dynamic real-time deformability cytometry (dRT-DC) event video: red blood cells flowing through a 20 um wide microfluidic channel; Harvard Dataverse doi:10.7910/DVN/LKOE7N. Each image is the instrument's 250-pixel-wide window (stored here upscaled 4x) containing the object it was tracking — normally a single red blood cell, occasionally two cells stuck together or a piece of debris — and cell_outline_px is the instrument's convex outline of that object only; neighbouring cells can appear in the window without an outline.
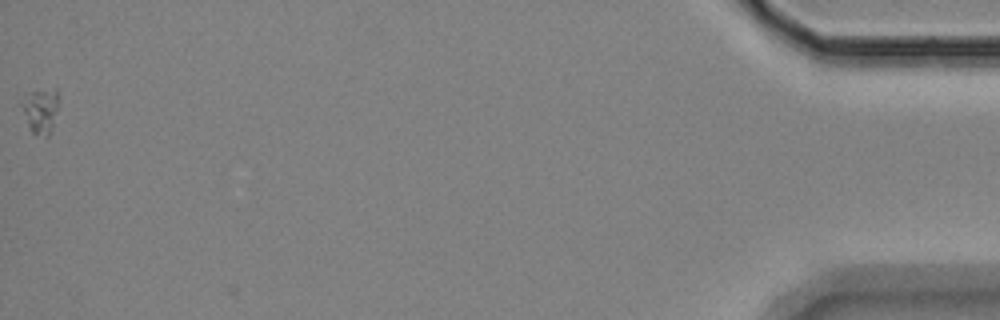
{"species": "Egyptian fruit bat (a non-hibernating species)", "species_latin": "Rousettus aegyptiacus", "temperature_condition": "room temperature", "stored_images_in_passage": 54, "camera_frame_rate_fps": 3000, "um_per_image_px": 0.085, "animal": {"sex": "female"}, "frame": {"image": 1, "passage_image": 54, "time_ms": 17.667, "image_size_px": [1000, 320], "cell_outline_px": [[60, 96], [52, 128], [48, 136], [44, 136], [32, 132], [28, 128], [20, 104], [24, 92], [56, 88]], "centroid_in_image_um": [3.42, 9.34], "position_along_channel_um": 431.8, "area_um2": 10.0}}